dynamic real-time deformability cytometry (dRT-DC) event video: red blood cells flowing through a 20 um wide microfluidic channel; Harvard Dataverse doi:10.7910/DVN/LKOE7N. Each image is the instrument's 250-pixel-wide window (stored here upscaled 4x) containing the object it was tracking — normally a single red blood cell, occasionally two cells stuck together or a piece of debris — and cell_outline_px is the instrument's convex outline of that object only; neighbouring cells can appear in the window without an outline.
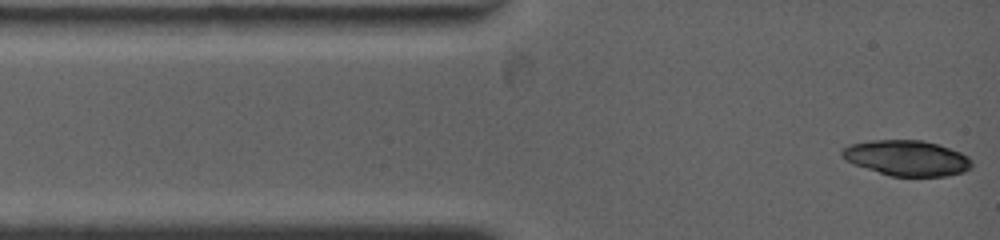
{"species": "common noctule bat (a hibernating species)", "species_latin": "Nyctalus noctula", "temperature_condition": "warm", "stored_images_in_passage": 3, "camera_frame_rate_fps": 4500, "um_per_image_px": 0.085, "animal": {"sex": "female", "body_mass_g": 19.0, "forearm_length_mm": 53.3}, "frame": {"image": 1, "passage_image": 1, "time_ms": 0.0, "image_size_px": [1000, 240], "cell_outline_px": [[972, 168], [964, 172], [948, 176], [892, 176], [844, 160], [840, 156], [840, 152], [844, 148], [852, 144], [872, 140], [924, 140], [960, 152], [968, 156], [972, 160]], "centroid_in_image_um": [77.12, 13.43], "position_along_channel_um": 7.9, "area_um2": 26.65}}